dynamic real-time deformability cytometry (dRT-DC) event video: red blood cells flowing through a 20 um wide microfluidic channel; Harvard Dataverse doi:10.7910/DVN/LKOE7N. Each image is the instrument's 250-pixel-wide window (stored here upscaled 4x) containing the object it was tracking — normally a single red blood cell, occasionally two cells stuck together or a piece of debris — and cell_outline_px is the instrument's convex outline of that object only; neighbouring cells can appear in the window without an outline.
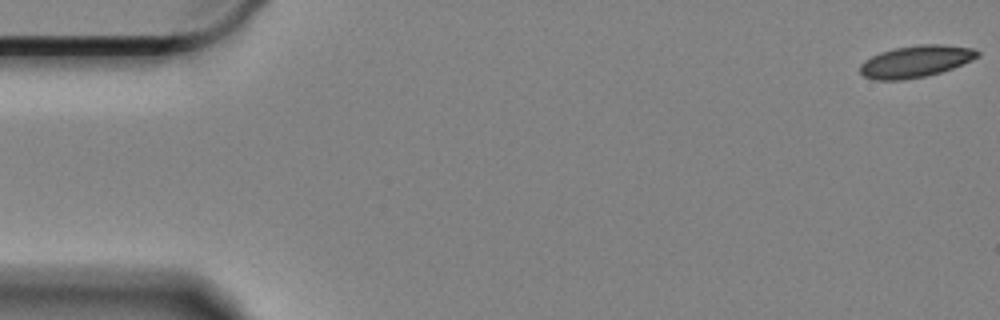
{"species": "Egyptian fruit bat (a non-hibernating species)", "species_latin": "Rousettus aegyptiacus", "temperature_condition": "cold", "stored_images_in_passage": 60, "camera_frame_rate_fps": 3000, "um_per_image_px": 0.085, "animal": {"sex": "female"}, "frame": {"image": 1, "passage_image": 1, "time_ms": 0.0, "image_size_px": [1000, 320], "cell_outline_px": [[980, 56], [972, 60], [952, 68], [940, 72], [924, 76], [904, 80], [876, 80], [864, 76], [860, 72], [860, 64], [864, 60], [880, 52], [896, 48], [920, 44], [940, 44], [976, 48], [980, 52]], "centroid_in_image_um": [77.85, 5.21], "position_along_channel_um": 7.1, "area_um2": 21.79}}
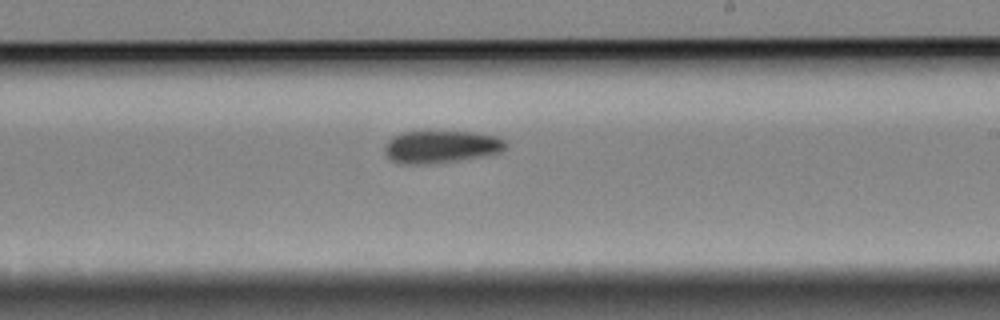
{"frame": {"image": 2, "passage_image": 35, "time_ms": 11.333, "image_size_px": [1000, 320], "cell_outline_px": [[508, 144], [500, 152], [484, 156], [456, 160], [416, 164], [404, 164], [392, 160], [384, 152], [384, 144], [392, 136], [400, 132], [472, 132], [496, 136], [504, 140]], "centroid_in_image_um": [37.46, 12.46], "position_along_channel_um": 251.5, "area_um2": 22.6}}
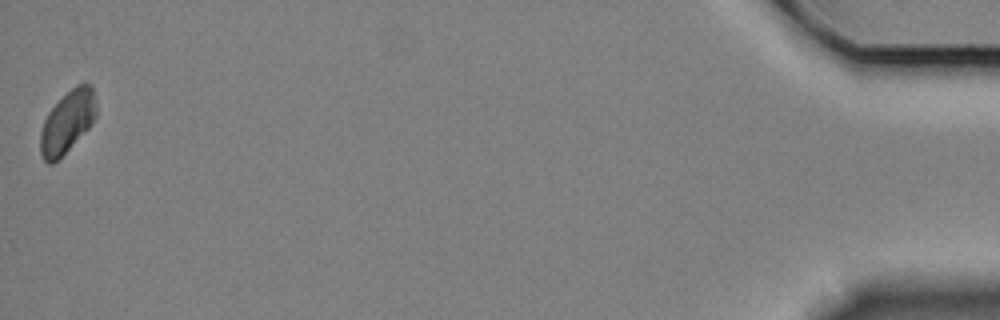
{"frame": {"image": 3, "passage_image": 60, "time_ms": 19.667, "image_size_px": [1000, 320], "cell_outline_px": [[96, 116], [88, 128], [52, 164], [48, 164], [44, 160], [40, 152], [40, 132], [44, 120], [48, 112], [76, 84], [92, 84], [96, 104]], "centroid_in_image_um": [5.72, 10.34], "position_along_channel_um": 429.5, "area_um2": 19.71}, "authors_computed_cell_mechanics": {"area_um2": 22.542, "velocity_mm_per_s": 3.2916, "shape_relaxation_time_tau1_ms": 4.4235, "shape_relaxation_time_tau2_ms": null, "deformation_change_tau1": 0.0851, "deformation_change_tau2": null}}